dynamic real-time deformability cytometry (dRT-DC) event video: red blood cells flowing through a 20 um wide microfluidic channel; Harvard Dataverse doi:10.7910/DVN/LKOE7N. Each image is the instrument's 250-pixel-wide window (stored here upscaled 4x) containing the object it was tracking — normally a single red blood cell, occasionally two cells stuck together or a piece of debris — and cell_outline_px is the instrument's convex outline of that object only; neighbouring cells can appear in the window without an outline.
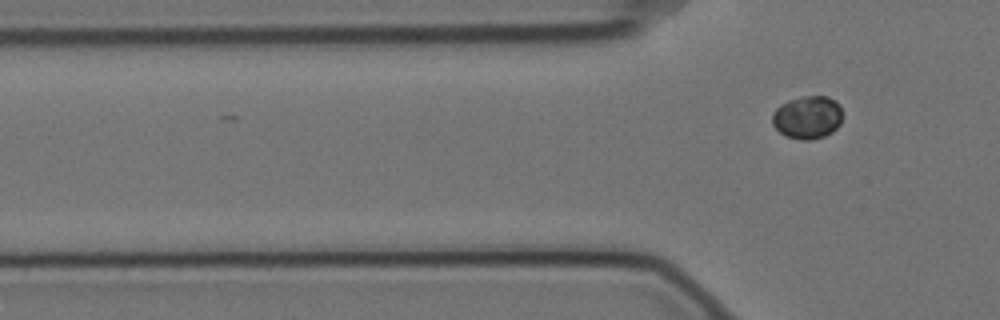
{"species": "Egyptian fruit bat (a non-hibernating species)", "species_latin": "Rousettus aegyptiacus", "temperature_condition": "cold", "stored_images_in_passage": 6, "segment_of_instrument_passage": [2, 2], "camera_frame_rate_fps": 3000, "um_per_image_px": 0.085, "animal": {"sex": "female"}, "frame": {"image": 1, "passage_image": 6, "time_ms": 1.667, "image_size_px": [1000, 320], "cell_outline_px": [[840, 124], [832, 132], [824, 136], [808, 140], [800, 140], [784, 136], [772, 124], [772, 116], [776, 108], [780, 104], [788, 100], [804, 96], [828, 96], [836, 100], [840, 104]], "centroid_in_image_um": [68.62, 9.97], "position_along_channel_um": 57.2, "area_um2": 17.63}}